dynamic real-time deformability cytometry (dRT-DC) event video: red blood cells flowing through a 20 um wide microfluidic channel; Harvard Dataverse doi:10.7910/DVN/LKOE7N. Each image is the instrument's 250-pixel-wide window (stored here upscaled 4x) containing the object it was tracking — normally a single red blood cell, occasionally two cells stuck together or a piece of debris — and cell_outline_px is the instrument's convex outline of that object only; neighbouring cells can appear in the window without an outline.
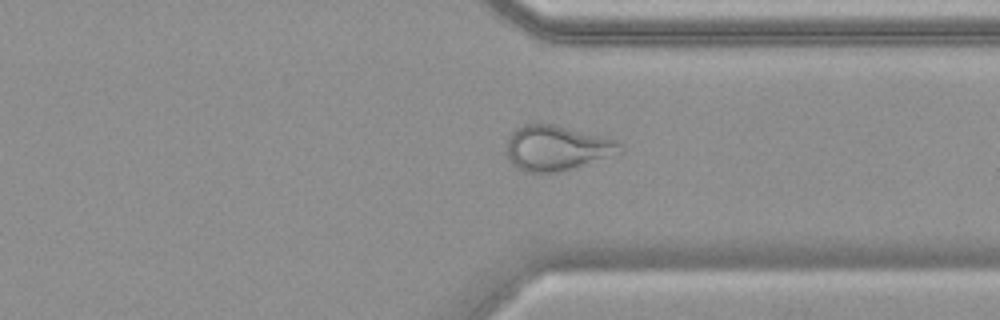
{"species": "common noctule bat (a hibernating species)", "species_latin": "Nyctalus noctula", "temperature_condition": "warm", "stored_images_in_passage": 52, "camera_frame_rate_fps": 3000, "um_per_image_px": 0.085, "animal": {"sex": "female", "body_mass_g": 19.9}, "frame": {"image": 1, "passage_image": 40, "time_ms": 13.0, "image_size_px": [1000, 320], "cell_outline_px": [[624, 152], [564, 172], [524, 172], [516, 168], [508, 160], [504, 148], [508, 136], [516, 128], [524, 124], [552, 124], [604, 136], [616, 140], [624, 148]], "centroid_in_image_um": [47.31, 12.6], "position_along_channel_um": 364.1, "area_um2": 30.46}}
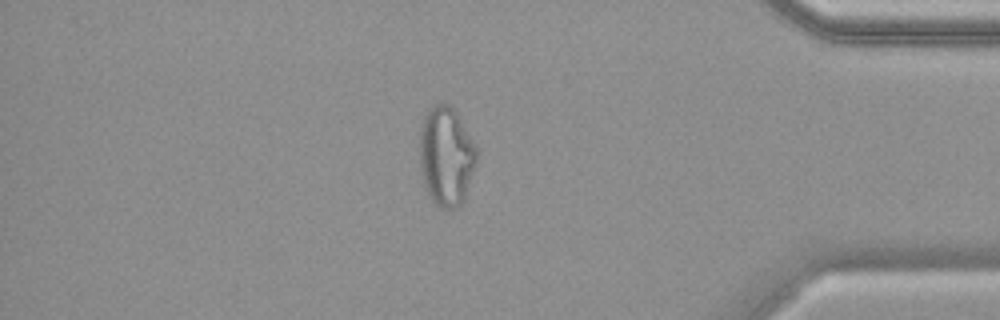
{"frame": {"image": 2, "passage_image": 45, "time_ms": 14.667, "image_size_px": [1000, 320], "cell_outline_px": [[476, 164], [464, 196], [460, 204], [456, 208], [440, 208], [432, 200], [424, 188], [420, 172], [420, 124], [424, 116], [436, 104], [444, 100], [456, 112], [476, 144]], "centroid_in_image_um": [37.9, 13.26], "position_along_channel_um": 397.3, "area_um2": 33.0}}